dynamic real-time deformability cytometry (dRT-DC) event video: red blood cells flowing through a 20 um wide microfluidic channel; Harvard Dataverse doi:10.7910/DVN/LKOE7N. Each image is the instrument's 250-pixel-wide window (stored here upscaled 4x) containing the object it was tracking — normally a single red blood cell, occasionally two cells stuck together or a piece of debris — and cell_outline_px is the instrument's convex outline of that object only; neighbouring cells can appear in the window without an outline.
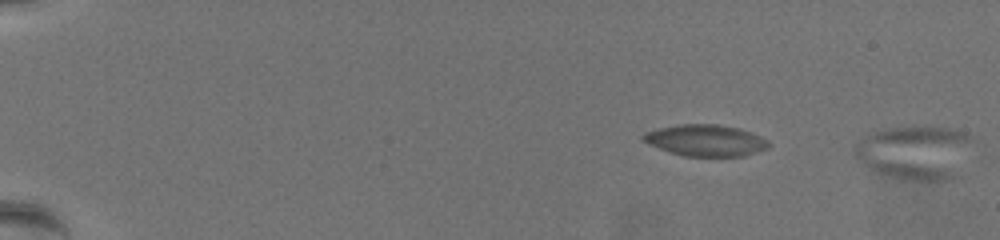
{"species": "common noctule bat (a hibernating species)", "species_latin": "Nyctalus noctula", "temperature_condition": "warm", "stored_images_in_passage": 69, "camera_frame_rate_fps": 3000, "um_per_image_px": 0.085, "animal": {"sex": "female", "body_mass_g": 19.5, "forearm_length_mm": 54.1}, "frame": {"image": 1, "passage_image": 1, "time_ms": 0.0, "image_size_px": [1000, 240], "cell_outline_px": [[968, 140], [952, 176], [944, 180], [916, 180], [876, 172], [864, 164], [856, 156], [852, 148], [860, 140], [876, 132], [888, 128], [948, 128], [964, 132], [968, 136]], "centroid_in_image_um": [77.61, 12.94], "position_along_channel_um": 7.4, "area_um2": 34.33}}
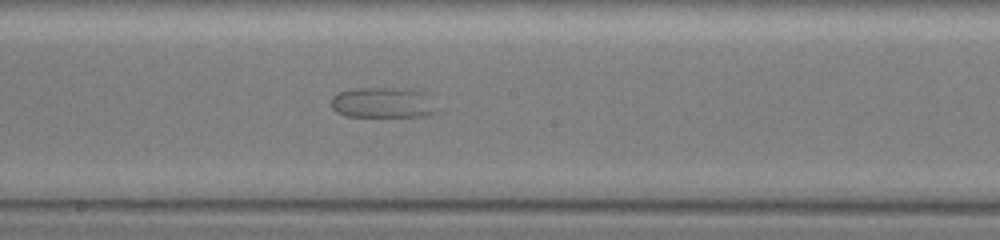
{"frame": {"image": 2, "passage_image": 42, "time_ms": 13.667, "image_size_px": [1000, 240], "cell_outline_px": [[432, 112], [424, 116], [348, 116], [336, 112], [332, 108], [332, 96], [340, 92], [356, 88], [392, 88], [420, 92]], "centroid_in_image_um": [32.32, 8.73], "position_along_channel_um": 215.9, "area_um2": 17.57}}
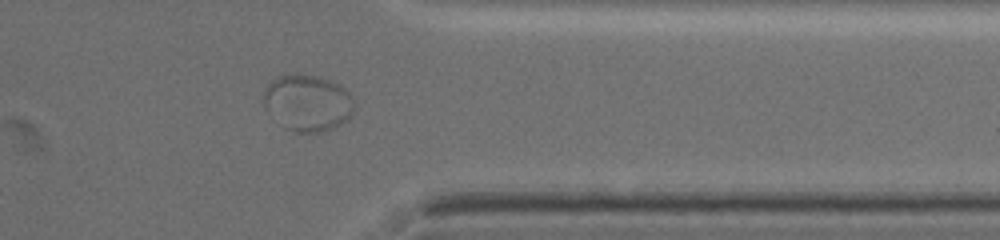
{"frame": {"image": 3, "passage_image": 58, "time_ms": 19.0, "image_size_px": [1000, 240], "cell_outline_px": [[352, 112], [348, 120], [336, 128], [320, 132], [296, 132], [284, 128], [280, 124], [264, 104], [264, 88], [272, 80], [280, 76], [296, 72], [316, 76], [328, 80], [344, 88], [352, 96]], "centroid_in_image_um": [26.14, 8.74], "position_along_channel_um": 385.3, "area_um2": 29.71}}